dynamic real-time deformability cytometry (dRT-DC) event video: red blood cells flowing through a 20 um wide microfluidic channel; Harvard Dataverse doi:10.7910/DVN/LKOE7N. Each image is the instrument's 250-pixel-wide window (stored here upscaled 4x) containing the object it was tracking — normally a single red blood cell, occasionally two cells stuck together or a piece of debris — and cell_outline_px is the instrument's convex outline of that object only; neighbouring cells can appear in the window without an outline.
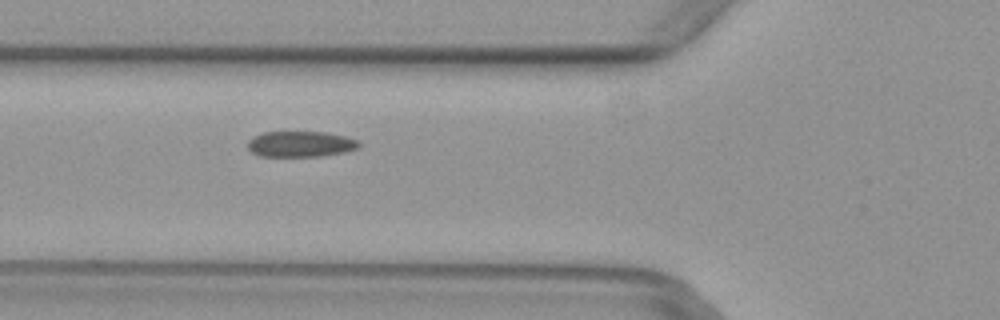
{"species": "common noctule bat (a hibernating species)", "species_latin": "Nyctalus noctula", "temperature_condition": "warm", "stored_images_in_passage": 2, "camera_frame_rate_fps": 3000, "um_per_image_px": 0.085, "animal": {"sex": "female", "body_mass_g": 29.2, "forearm_length_mm": 56.3}, "frame": {"image": 1, "passage_image": 2, "time_ms": 0.333, "image_size_px": [1000, 320], "cell_outline_px": [[360, 148], [344, 152], [320, 156], [260, 156], [252, 152], [248, 148], [248, 140], [252, 136], [264, 132], [324, 132], [348, 136], [360, 140]], "centroid_in_image_um": [25.58, 12.24], "position_along_channel_um": 100.2, "area_um2": 16.88}}